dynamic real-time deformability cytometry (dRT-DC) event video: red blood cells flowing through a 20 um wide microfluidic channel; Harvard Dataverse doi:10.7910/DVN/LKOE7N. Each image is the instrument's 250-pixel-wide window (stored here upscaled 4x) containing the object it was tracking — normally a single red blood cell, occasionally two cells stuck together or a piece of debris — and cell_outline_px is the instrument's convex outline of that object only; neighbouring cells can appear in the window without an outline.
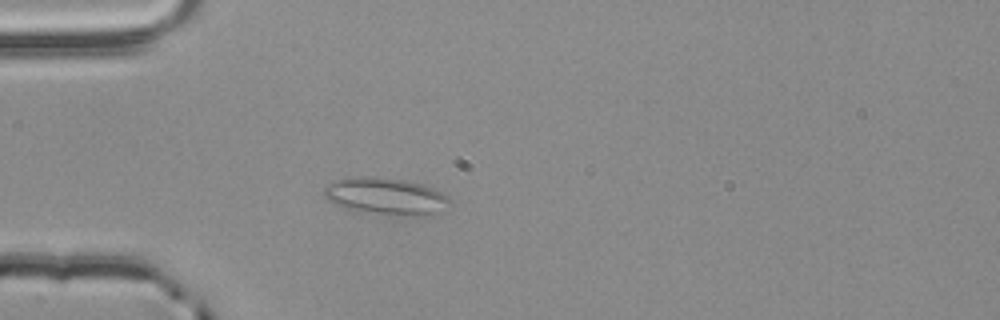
{"species": "common noctule bat (a hibernating species)", "species_latin": "Nyctalus noctula", "temperature_condition": "room temperature", "stored_images_in_passage": 40, "camera_frame_rate_fps": 3000, "um_per_image_px": 0.085, "animal": {"sex": "male", "body_mass_g": 20.4}, "frame": {"image": 1, "passage_image": 1, "time_ms": 0.0, "image_size_px": [1000, 320], "cell_outline_px": [[452, 204], [432, 216], [416, 216], [376, 212], [340, 208], [328, 200], [324, 196], [324, 188], [332, 180], [348, 176], [376, 176], [408, 180], [444, 192], [452, 200]], "centroid_in_image_um": [32.81, 16.65], "position_along_channel_um": 52.2, "area_um2": 27.51}}
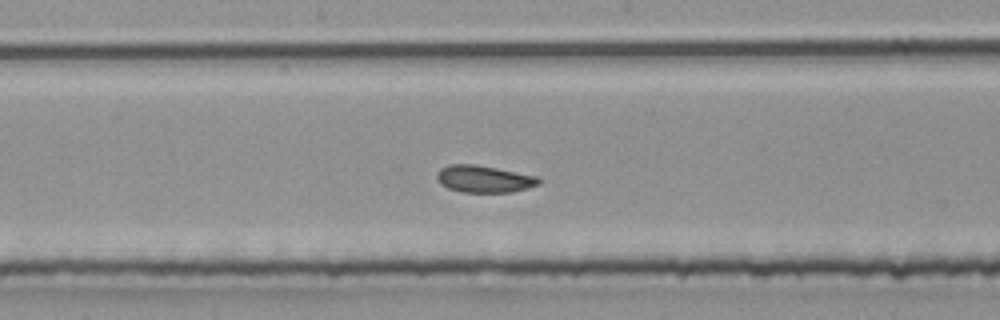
{"frame": {"image": 2, "passage_image": 14, "time_ms": 4.333, "image_size_px": [1000, 320], "cell_outline_px": [[540, 184], [528, 188], [512, 192], [460, 192], [448, 188], [440, 184], [436, 180], [436, 172], [440, 168], [448, 164], [472, 164], [496, 168], [536, 176], [540, 180]], "centroid_in_image_um": [41.09, 15.21], "position_along_channel_um": 207.1, "area_um2": 16.13}}
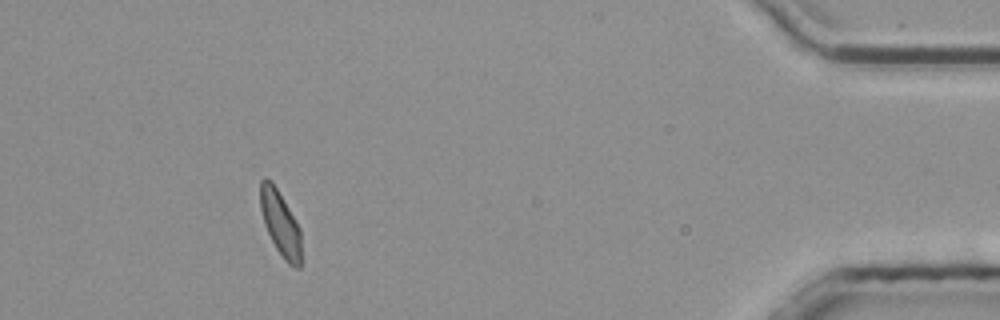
{"frame": {"image": 3, "passage_image": 35, "time_ms": 11.333, "image_size_px": [1000, 320], "cell_outline_px": [[300, 268], [292, 268], [284, 260], [276, 248], [264, 224], [260, 208], [260, 180], [264, 176], [272, 180], [300, 228]], "centroid_in_image_um": [23.81, 18.97], "position_along_channel_um": 411.4, "area_um2": 15.43}, "authors_computed_cell_mechanics": {"area_um2": 16.0106, "velocity_mm_per_s": 3.8248, "shape_relaxation_time_tau1_ms": 10.3878, "shape_relaxation_time_tau2_ms": 1.826, "deformation_change_tau1": 0.13, "deformation_change_tau2": 0.0726}}